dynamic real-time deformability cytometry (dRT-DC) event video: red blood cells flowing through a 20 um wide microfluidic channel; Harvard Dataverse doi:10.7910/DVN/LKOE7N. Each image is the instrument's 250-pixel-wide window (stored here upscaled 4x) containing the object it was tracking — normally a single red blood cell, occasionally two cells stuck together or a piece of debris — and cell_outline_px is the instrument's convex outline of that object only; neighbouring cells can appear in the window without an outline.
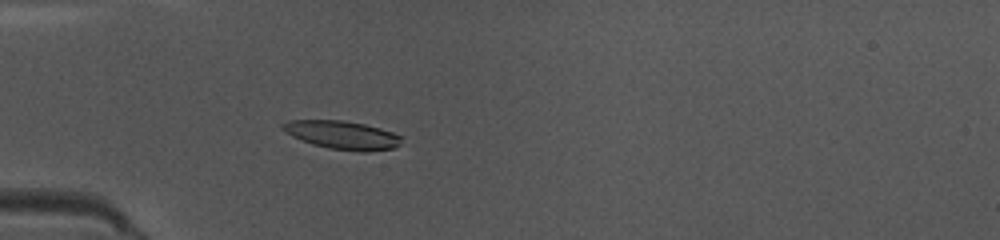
{"species": "common noctule bat (a hibernating species)", "species_latin": "Nyctalus noctula", "temperature_condition": "warm", "stored_images_in_passage": 50, "camera_frame_rate_fps": 3000, "um_per_image_px": 0.085, "animal": {"sex": "female", "body_mass_g": 10.0, "forearm_length_mm": 53.1}, "frame": {"image": 1, "passage_image": 15, "time_ms": 4.667, "image_size_px": [1000, 240], "cell_outline_px": [[404, 136], [400, 144], [392, 148], [368, 152], [360, 152], [328, 148], [312, 144], [292, 136], [280, 128], [280, 124], [288, 120], [344, 120], [364, 124], [380, 128]], "centroid_in_image_um": [29.1, 11.47], "position_along_channel_um": 55.9, "area_um2": 19.83}}
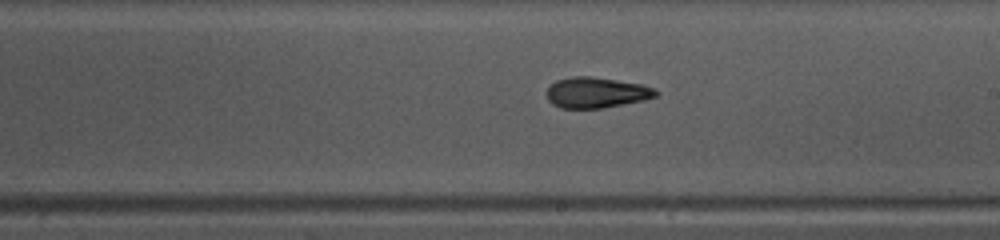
{"frame": {"image": 2, "passage_image": 29, "time_ms": 9.333, "image_size_px": [1000, 240], "cell_outline_px": [[660, 92], [656, 96], [644, 100], [604, 108], [560, 108], [552, 104], [548, 100], [548, 88], [556, 80], [572, 76], [588, 76], [616, 80], [640, 84], [652, 88]], "centroid_in_image_um": [50.68, 7.87], "position_along_channel_um": 238.3, "area_um2": 19.36}}
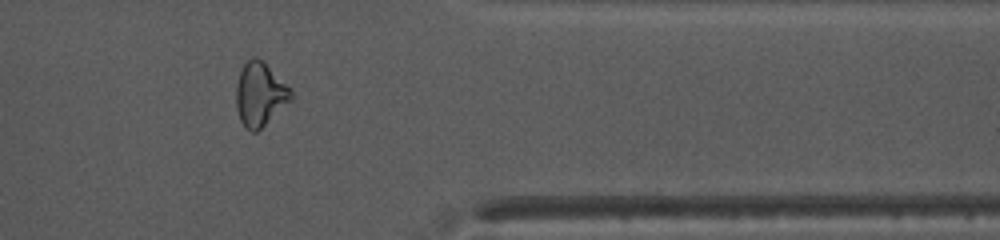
{"frame": {"image": 3, "passage_image": 41, "time_ms": 13.333, "image_size_px": [1000, 240], "cell_outline_px": [[292, 100], [256, 132], [252, 132], [244, 128], [240, 120], [236, 108], [236, 84], [240, 72], [244, 64], [252, 56], [256, 56], [264, 60], [292, 92]], "centroid_in_image_um": [22.07, 8.01], "position_along_channel_um": 389.3, "area_um2": 20.35}, "authors_computed_cell_mechanics": {"area_um2": 19.7387, "velocity_mm_per_s": 4.0419, "shape_relaxation_time_tau1_ms": 4.0362, "shape_relaxation_time_tau2_ms": 2.804, "deformation_change_tau1": 0.1638, "deformation_change_tau2": 0.1088}}